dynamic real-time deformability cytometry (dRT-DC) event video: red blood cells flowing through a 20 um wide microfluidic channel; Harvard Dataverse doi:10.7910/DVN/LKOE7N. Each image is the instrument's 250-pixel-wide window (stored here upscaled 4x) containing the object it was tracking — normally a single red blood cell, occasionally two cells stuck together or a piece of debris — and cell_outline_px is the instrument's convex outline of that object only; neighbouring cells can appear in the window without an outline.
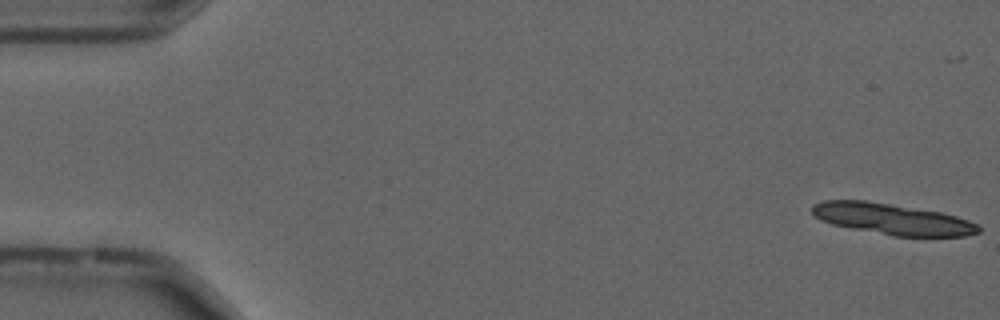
{"species": "common noctule bat (a hibernating species)", "species_latin": "Nyctalus noctula", "temperature_condition": "cold", "stored_images_in_passage": 14, "camera_frame_rate_fps": 3000, "um_per_image_px": 0.085, "animal": {"sex": "male", "forearm_length_mm": 52.5}, "frame": {"image": 1, "passage_image": 1, "time_ms": 0.0, "image_size_px": [1000, 320], "cell_outline_px": [[980, 232], [964, 236], [892, 236], [832, 224], [820, 220], [812, 212], [812, 204], [824, 200], [864, 200], [940, 212], [956, 216], [980, 224]], "centroid_in_image_um": [75.85, 18.62], "position_along_channel_um": 9.2, "area_um2": 29.94}}